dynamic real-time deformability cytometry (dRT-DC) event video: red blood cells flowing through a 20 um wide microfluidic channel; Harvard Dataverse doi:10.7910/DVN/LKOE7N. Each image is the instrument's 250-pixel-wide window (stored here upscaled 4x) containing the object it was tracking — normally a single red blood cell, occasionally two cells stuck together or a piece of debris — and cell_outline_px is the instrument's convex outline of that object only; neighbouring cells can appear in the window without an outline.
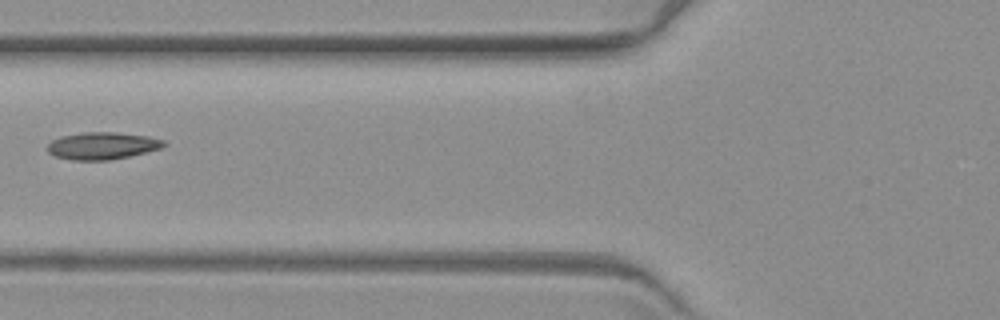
{"species": "common noctule bat (a hibernating species)", "species_latin": "Nyctalus noctula", "temperature_condition": "warm", "stored_images_in_passage": 4, "camera_frame_rate_fps": 3000, "um_per_image_px": 0.085, "animal": {"sex": "female", "body_mass_g": 19.3, "forearm_length_mm": 54.1}, "frame": {"image": 1, "passage_image": 2, "time_ms": 1.333, "image_size_px": [1000, 320], "cell_outline_px": [[168, 144], [164, 148], [128, 156], [108, 160], [72, 160], [56, 156], [48, 152], [48, 144], [52, 140], [60, 136], [84, 132], [112, 132], [148, 136], [164, 140]], "centroid_in_image_um": [8.72, 12.38], "position_along_channel_um": 117.1, "area_um2": 18.44}}
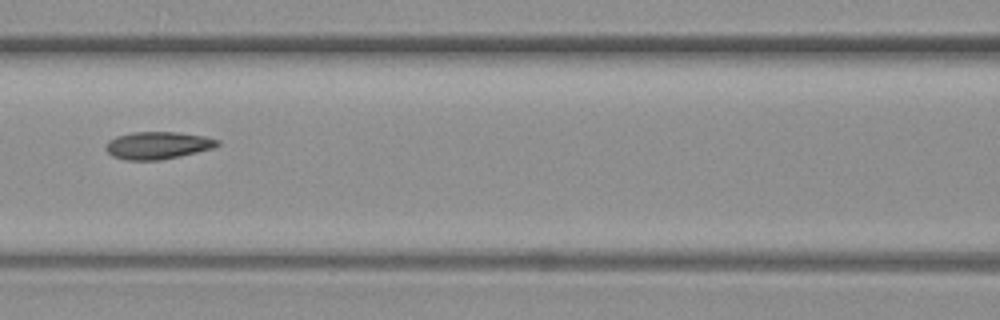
{"frame": {"image": 2, "passage_image": 3, "time_ms": 2.333, "image_size_px": [1000, 320], "cell_outline_px": [[220, 144], [212, 148], [196, 152], [160, 160], [128, 160], [112, 156], [104, 148], [108, 140], [116, 136], [132, 132], [176, 132], [204, 136], [220, 140]], "centroid_in_image_um": [13.38, 12.35], "position_along_channel_um": 153.2, "area_um2": 17.74}}
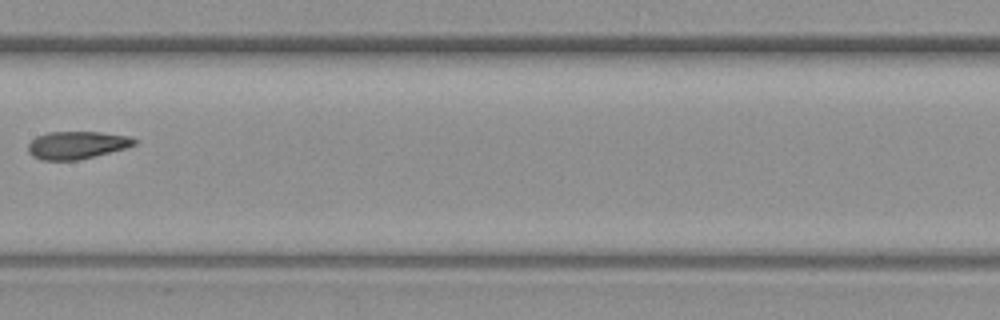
{"frame": {"image": 3, "passage_image": 4, "time_ms": 3.667, "image_size_px": [1000, 320], "cell_outline_px": [[136, 144], [124, 148], [76, 160], [40, 160], [32, 156], [28, 152], [28, 144], [36, 136], [48, 132], [100, 132], [128, 136], [136, 140]], "centroid_in_image_um": [6.47, 12.32], "position_along_channel_um": 200.9, "area_um2": 16.88}}